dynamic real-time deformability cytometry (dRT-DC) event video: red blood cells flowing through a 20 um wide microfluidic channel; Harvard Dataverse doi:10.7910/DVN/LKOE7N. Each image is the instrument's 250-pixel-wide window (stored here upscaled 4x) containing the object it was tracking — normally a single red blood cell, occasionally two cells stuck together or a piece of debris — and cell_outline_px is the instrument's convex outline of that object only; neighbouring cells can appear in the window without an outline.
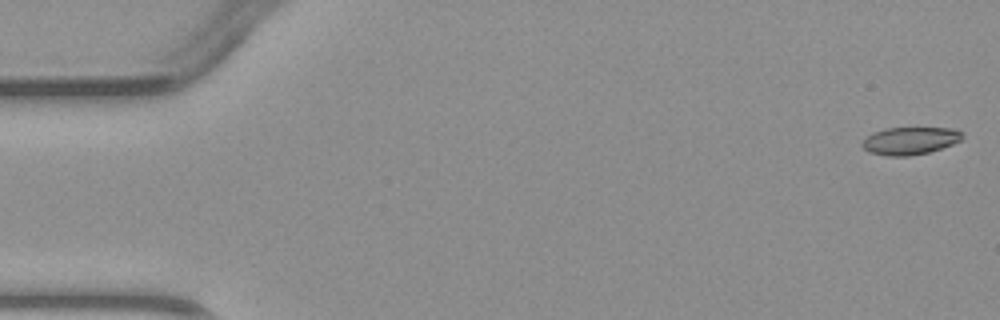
{"species": "common noctule bat (a hibernating species)", "species_latin": "Nyctalus noctula", "temperature_condition": "warm", "stored_images_in_passage": 5, "camera_frame_rate_fps": 3000, "um_per_image_px": 0.085, "animal": {"sex": "male", "body_mass_g": 23.1, "forearm_length_mm": 52.7}, "frame": {"image": 1, "passage_image": 1, "time_ms": 0.0, "image_size_px": [1000, 320], "cell_outline_px": [[964, 136], [960, 140], [952, 144], [928, 152], [908, 156], [888, 156], [868, 152], [860, 144], [872, 132], [888, 128], [952, 128], [964, 132]], "centroid_in_image_um": [77.35, 11.96], "position_along_channel_um": 7.7, "area_um2": 16.01}}